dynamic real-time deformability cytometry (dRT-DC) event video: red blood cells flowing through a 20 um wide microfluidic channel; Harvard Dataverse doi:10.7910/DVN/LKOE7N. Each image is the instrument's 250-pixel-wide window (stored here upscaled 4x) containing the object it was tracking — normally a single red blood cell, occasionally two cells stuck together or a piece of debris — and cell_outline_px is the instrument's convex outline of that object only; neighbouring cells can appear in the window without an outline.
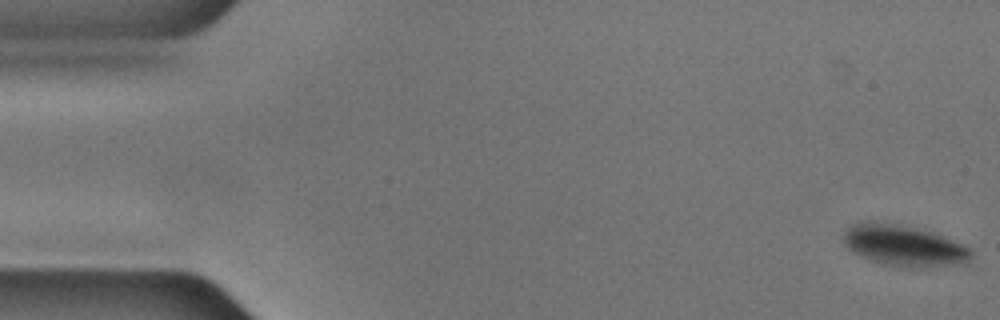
{"species": "common noctule bat (a hibernating species)", "species_latin": "Nyctalus noctula", "temperature_condition": "cold", "stored_images_in_passage": 56, "camera_frame_rate_fps": 3000, "um_per_image_px": 0.085, "animal": {"sex": "male", "body_mass_g": 17.9, "forearm_length_mm": 54.2}, "frame": {"image": 1, "passage_image": 1, "time_ms": 0.0, "image_size_px": [1000, 320], "cell_outline_px": [[972, 256], [968, 260], [936, 264], [884, 264], [872, 260], [848, 248], [844, 244], [844, 232], [852, 224], [880, 224], [916, 228], [932, 232], [960, 244], [968, 248], [972, 252]], "centroid_in_image_um": [76.76, 20.84], "position_along_channel_um": 8.2, "area_um2": 27.63}}
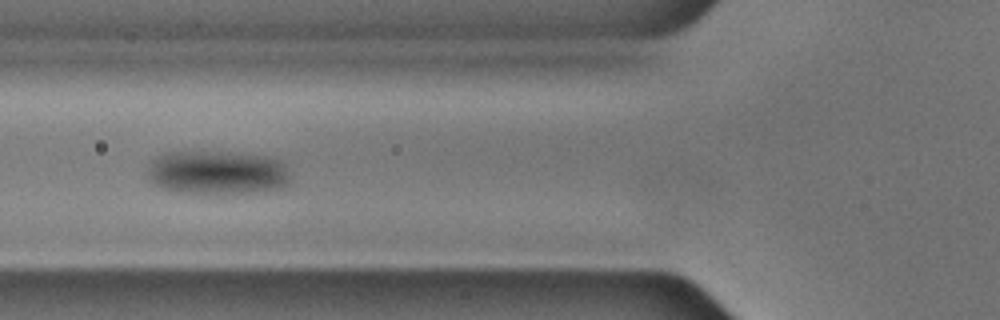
{"frame": {"image": 2, "passage_image": 20, "time_ms": 6.333, "image_size_px": [1000, 320], "cell_outline_px": [[288, 184], [280, 188], [248, 192], [184, 192], [164, 188], [156, 184], [152, 180], [148, 172], [148, 160], [164, 152], [220, 152], [264, 156], [280, 160], [284, 164], [288, 172]], "centroid_in_image_um": [18.43, 14.63], "position_along_channel_um": 107.4, "area_um2": 35.72}}
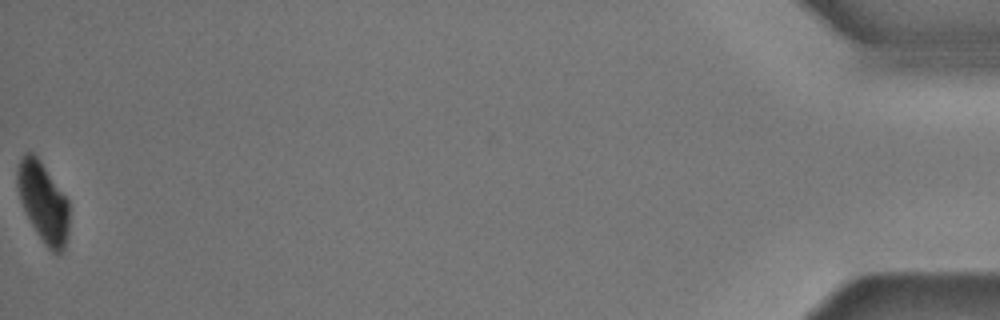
{"frame": {"image": 3, "passage_image": 56, "time_ms": 18.333, "image_size_px": [1000, 320], "cell_outline_px": [[68, 232], [64, 252], [52, 252], [44, 244], [36, 232], [20, 200], [16, 184], [16, 168], [24, 152], [32, 152], [40, 160], [68, 200]], "centroid_in_image_um": [3.65, 17.18], "position_along_channel_um": 431.5, "area_um2": 23.99}}